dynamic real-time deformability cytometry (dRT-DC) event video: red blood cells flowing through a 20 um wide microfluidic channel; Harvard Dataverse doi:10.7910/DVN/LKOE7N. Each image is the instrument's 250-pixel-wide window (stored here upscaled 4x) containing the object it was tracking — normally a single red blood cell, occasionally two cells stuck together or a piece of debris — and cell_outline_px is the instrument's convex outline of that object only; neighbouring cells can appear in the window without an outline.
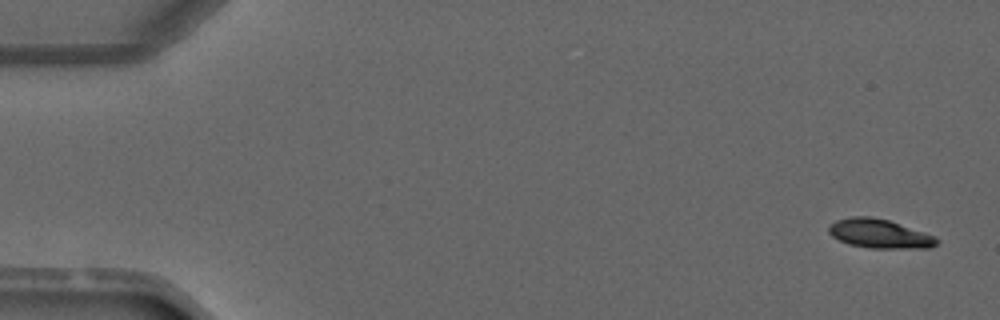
{"species": "common noctule bat (a hibernating species)", "species_latin": "Nyctalus noctula", "temperature_condition": "warm", "stored_images_in_passage": 3, "camera_frame_rate_fps": 3000, "um_per_image_px": 0.085, "animal": {"sex": "male", "forearm_length_mm": 52.5}, "frame": {"image": 1, "passage_image": 1, "time_ms": 0.0, "image_size_px": [1000, 320], "cell_outline_px": [[940, 240], [936, 244], [928, 248], [872, 248], [848, 244], [832, 236], [828, 232], [828, 228], [836, 220], [852, 216], [868, 216], [888, 220], [936, 236]], "centroid_in_image_um": [74.77, 19.86], "position_along_channel_um": 10.2, "area_um2": 18.15}}
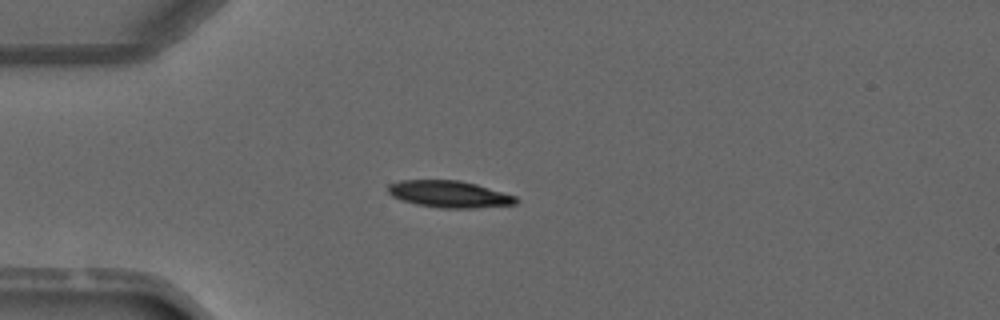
{"frame": {"image": 2, "passage_image": 3, "time_ms": 3.333, "image_size_px": [1000, 320], "cell_outline_px": [[520, 200], [516, 204], [476, 208], [440, 208], [416, 204], [400, 200], [392, 196], [388, 192], [388, 184], [400, 180], [460, 180], [476, 184], [516, 196]], "centroid_in_image_um": [38.18, 16.5], "position_along_channel_um": 46.8, "area_um2": 20.11}}